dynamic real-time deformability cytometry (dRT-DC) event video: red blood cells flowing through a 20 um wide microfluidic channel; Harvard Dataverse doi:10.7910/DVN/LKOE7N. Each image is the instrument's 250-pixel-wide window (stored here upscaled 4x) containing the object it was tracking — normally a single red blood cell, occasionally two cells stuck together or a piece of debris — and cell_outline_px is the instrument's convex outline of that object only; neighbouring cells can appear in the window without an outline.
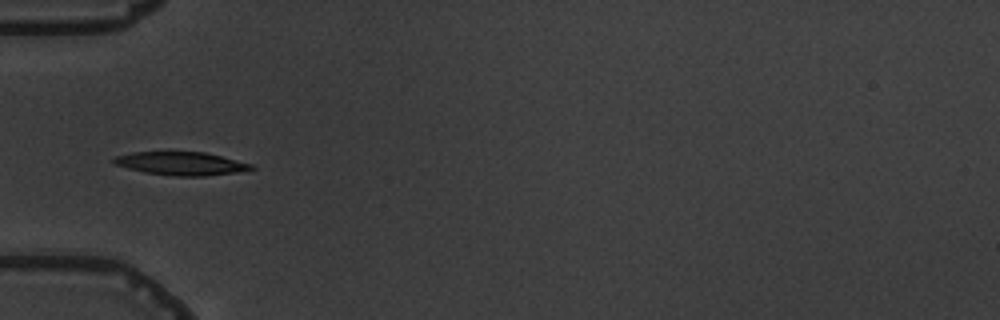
{"species": "common noctule bat (a hibernating species)", "species_latin": "Nyctalus noctula", "temperature_condition": "warm", "stored_images_in_passage": 7, "camera_frame_rate_fps": 3000, "um_per_image_px": 0.085, "animal": {"sex": "male", "body_mass_g": 19.5, "forearm_length_mm": 54.6}, "frame": {"image": 1, "passage_image": 6, "time_ms": 6.0, "image_size_px": [1000, 320], "cell_outline_px": [[256, 168], [236, 172], [204, 176], [172, 176], [144, 172], [128, 168], [116, 164], [112, 160], [116, 156], [132, 152], [204, 152], [252, 164]], "centroid_in_image_um": [15.39, 13.9], "position_along_channel_um": 69.6, "area_um2": 18.38}}